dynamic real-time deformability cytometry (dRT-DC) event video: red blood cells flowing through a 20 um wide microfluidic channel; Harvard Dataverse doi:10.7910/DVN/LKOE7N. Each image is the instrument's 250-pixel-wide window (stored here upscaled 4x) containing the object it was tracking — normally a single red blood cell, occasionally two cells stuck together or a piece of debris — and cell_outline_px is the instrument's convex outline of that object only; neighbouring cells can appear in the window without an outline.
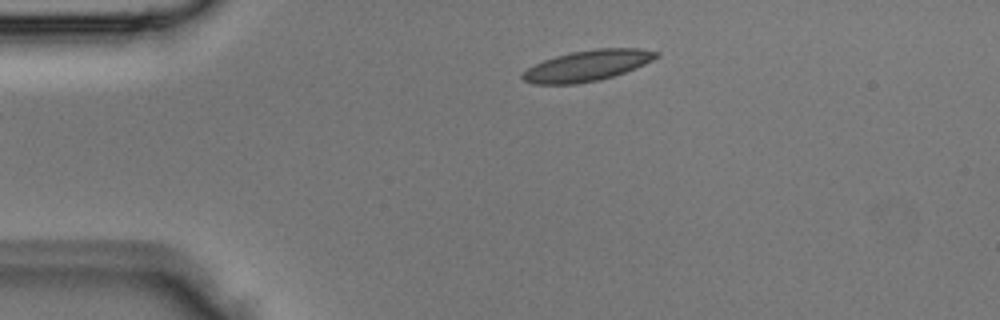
{"species": "Egyptian fruit bat (a non-hibernating species)", "species_latin": "Rousettus aegyptiacus", "temperature_condition": "room temperature", "stored_images_in_passage": 2, "camera_frame_rate_fps": 3000, "um_per_image_px": 0.085, "animal": {"sex": "male"}, "frame": {"image": 1, "passage_image": 2, "time_ms": 0.333, "image_size_px": [1000, 320], "cell_outline_px": [[660, 56], [644, 64], [624, 72], [600, 80], [576, 84], [536, 84], [524, 80], [520, 76], [528, 68], [544, 60], [556, 56], [572, 52], [596, 48], [640, 48], [660, 52]], "centroid_in_image_um": [49.95, 5.57], "position_along_channel_um": 35.1, "area_um2": 23.81}}